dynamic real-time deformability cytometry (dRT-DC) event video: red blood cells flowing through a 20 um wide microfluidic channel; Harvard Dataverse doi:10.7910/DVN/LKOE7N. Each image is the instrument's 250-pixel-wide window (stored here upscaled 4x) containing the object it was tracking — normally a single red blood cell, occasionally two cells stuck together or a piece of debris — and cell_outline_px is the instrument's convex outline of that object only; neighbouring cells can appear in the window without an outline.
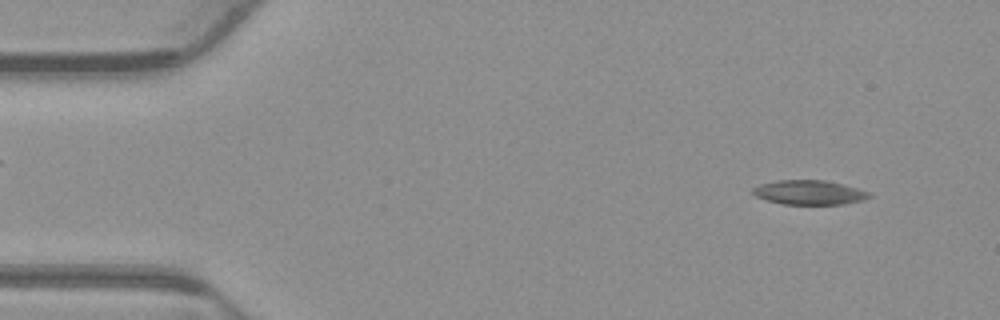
{"species": "common noctule bat (a hibernating species)", "species_latin": "Nyctalus noctula", "temperature_condition": "warm", "stored_images_in_passage": 52, "camera_frame_rate_fps": 3000, "um_per_image_px": 0.085, "animal": {"sex": "male", "body_mass_g": 23.1, "forearm_length_mm": 52.7}, "frame": {"image": 1, "passage_image": 4, "time_ms": 1.0, "image_size_px": [1000, 320], "cell_outline_px": [[872, 196], [864, 200], [844, 204], [780, 204], [756, 196], [752, 192], [752, 188], [760, 184], [776, 180], [824, 180], [872, 192]], "centroid_in_image_um": [68.79, 16.36], "position_along_channel_um": 16.2, "area_um2": 16.53}}
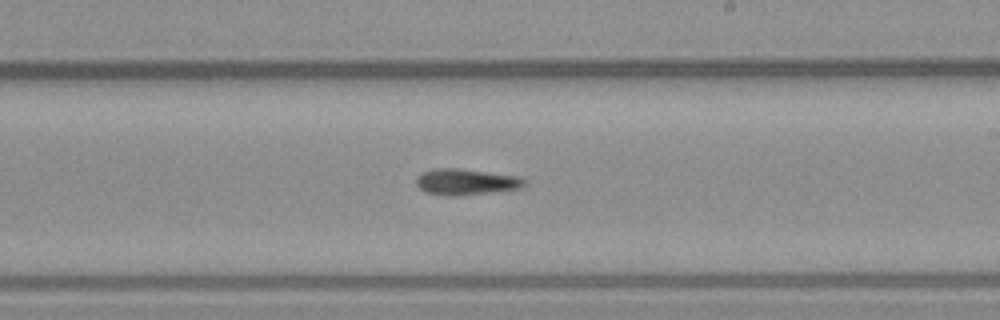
{"frame": {"image": 2, "passage_image": 30, "time_ms": 9.667, "image_size_px": [1000, 320], "cell_outline_px": [[524, 184], [520, 188], [456, 196], [448, 196], [424, 192], [416, 184], [416, 176], [432, 168], [460, 168], [520, 176], [524, 180]], "centroid_in_image_um": [39.56, 15.44], "position_along_channel_um": 249.4, "area_um2": 16.42}}
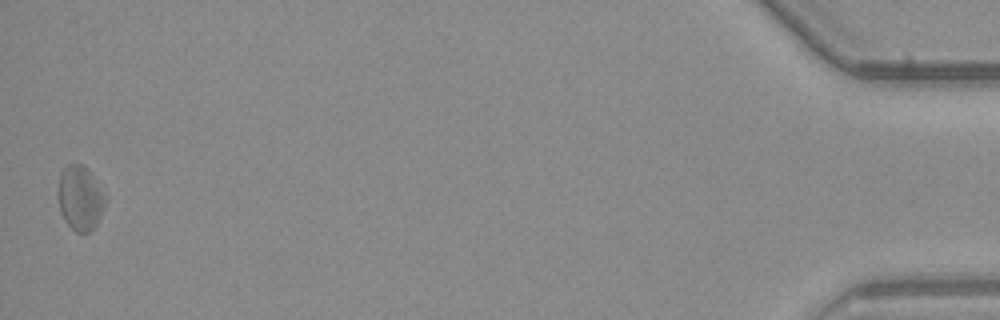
{"frame": {"image": 3, "passage_image": 52, "time_ms": 17.0, "image_size_px": [1000, 320], "cell_outline_px": [[108, 200], [96, 224], [88, 232], [76, 232], [64, 220], [60, 212], [56, 196], [56, 192], [60, 172], [68, 164], [84, 164], [92, 172], [108, 196]], "centroid_in_image_um": [6.82, 16.78], "position_along_channel_um": 428.4, "area_um2": 18.5}}